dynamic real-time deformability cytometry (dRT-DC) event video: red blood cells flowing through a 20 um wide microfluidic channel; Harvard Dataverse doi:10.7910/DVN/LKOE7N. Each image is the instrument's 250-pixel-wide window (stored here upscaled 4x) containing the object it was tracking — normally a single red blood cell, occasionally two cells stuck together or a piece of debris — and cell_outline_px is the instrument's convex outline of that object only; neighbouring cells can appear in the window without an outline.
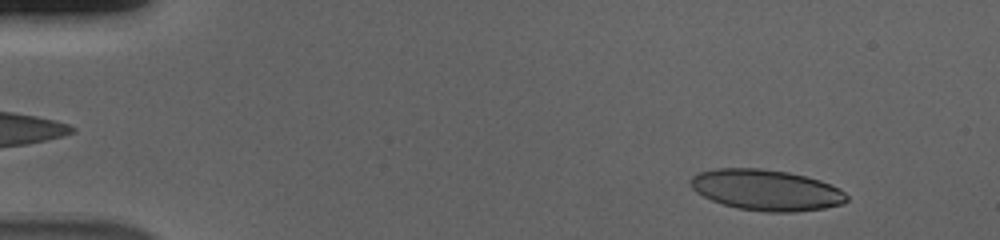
{"species": "human", "species_latin": "Homo sapiens", "temperature_condition": "cold", "stored_images_in_passage": 54, "camera_frame_rate_fps": 3000, "um_per_image_px": 0.085, "donor": {"sex": "male"}, "frame": {"image": 1, "passage_image": 5, "time_ms": 1.333, "image_size_px": [1000, 240], "cell_outline_px": [[848, 200], [844, 204], [824, 208], [792, 212], [768, 212], [736, 208], [712, 200], [696, 192], [692, 188], [692, 176], [700, 172], [716, 168], [760, 168], [788, 172], [820, 180], [840, 188], [848, 196]], "centroid_in_image_um": [65.17, 16.15], "position_along_channel_um": 19.8, "area_um2": 37.11}}
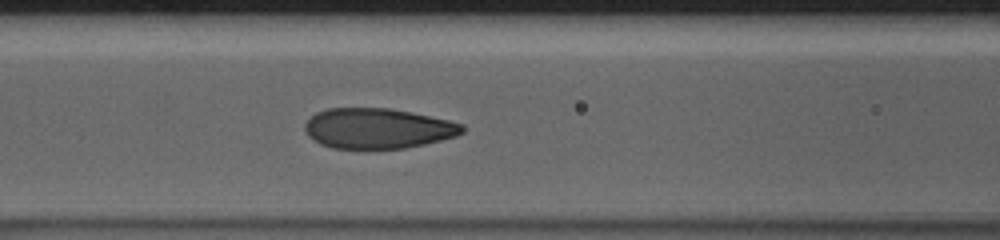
{"frame": {"image": 2, "passage_image": 23, "time_ms": 7.333, "image_size_px": [1000, 240], "cell_outline_px": [[464, 132], [456, 136], [424, 144], [404, 148], [332, 148], [320, 144], [312, 140], [308, 136], [304, 128], [304, 124], [316, 112], [328, 108], [388, 108], [412, 112], [448, 120], [464, 124]], "centroid_in_image_um": [32.09, 10.91], "position_along_channel_um": 134.5, "area_um2": 36.93}}
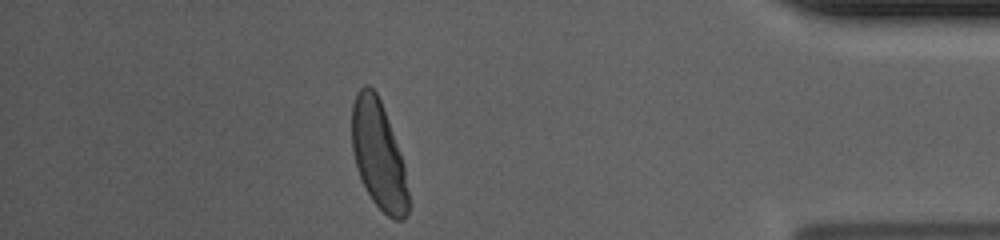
{"frame": {"image": 3, "passage_image": 48, "time_ms": 15.667, "image_size_px": [1000, 240], "cell_outline_px": [[408, 216], [404, 220], [392, 220], [372, 200], [360, 176], [356, 164], [352, 148], [352, 104], [356, 92], [364, 84], [368, 84], [376, 92], [380, 100], [388, 120], [404, 164], [408, 192]], "centroid_in_image_um": [32.17, 13.17], "position_along_channel_um": 403.0, "area_um2": 35.32}, "authors_computed_cell_mechanics": {"area_um2": 37.3388, "velocity_mm_per_s": 3.6811, "shape_relaxation_time_tau1_ms": 3.5783, "shape_relaxation_time_tau2_ms": null, "deformation_change_tau1": 0.1812, "deformation_change_tau2": null}}